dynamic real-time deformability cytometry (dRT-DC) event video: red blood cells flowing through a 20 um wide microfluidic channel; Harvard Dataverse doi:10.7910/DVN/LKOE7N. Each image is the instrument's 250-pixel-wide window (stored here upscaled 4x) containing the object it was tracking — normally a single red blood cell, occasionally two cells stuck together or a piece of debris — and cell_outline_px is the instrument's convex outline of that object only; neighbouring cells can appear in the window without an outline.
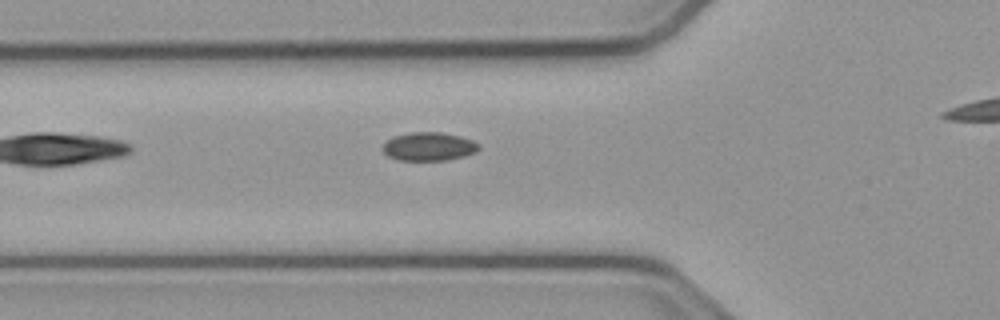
{"species": "common noctule bat (a hibernating species)", "species_latin": "Nyctalus noctula", "temperature_condition": "cold", "stored_images_in_passage": 23, "camera_frame_rate_fps": 3000, "um_per_image_px": 0.085, "animal": {"sex": "male", "body_mass_g": 23.1, "forearm_length_mm": 52.7}, "frame": {"image": 1, "passage_image": 3, "time_ms": 0.667, "image_size_px": [1000, 320], "cell_outline_px": [[480, 148], [476, 152], [464, 156], [448, 160], [396, 160], [388, 156], [380, 148], [392, 136], [408, 132], [440, 132], [460, 136], [472, 140], [480, 144]], "centroid_in_image_um": [36.44, 12.45], "position_along_channel_um": 89.4, "area_um2": 16.13}}
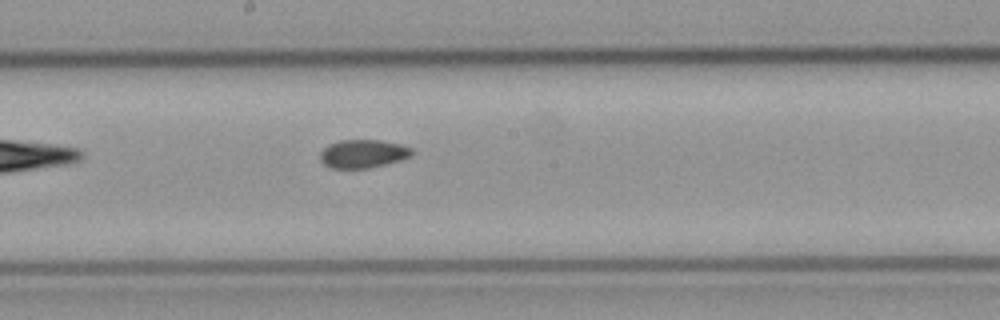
{"frame": {"image": 2, "passage_image": 13, "time_ms": 4.0, "image_size_px": [1000, 320], "cell_outline_px": [[412, 156], [400, 160], [368, 168], [332, 168], [324, 164], [320, 160], [320, 152], [328, 144], [340, 140], [380, 140], [400, 144], [412, 148]], "centroid_in_image_um": [30.84, 13.06], "position_along_channel_um": 217.4, "area_um2": 15.09}}
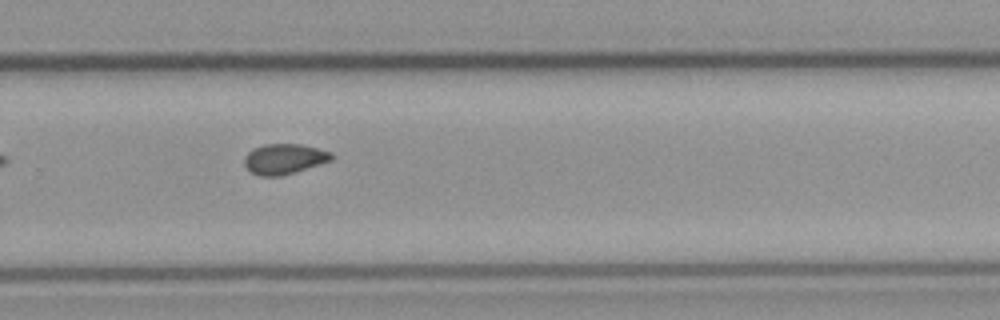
{"frame": {"image": 3, "passage_image": 20, "time_ms": 6.333, "image_size_px": [1000, 320], "cell_outline_px": [[332, 160], [280, 176], [260, 176], [252, 172], [244, 164], [244, 156], [248, 152], [264, 144], [300, 144], [332, 152]], "centroid_in_image_um": [24.14, 13.5], "position_along_channel_um": 305.7, "area_um2": 15.09}}